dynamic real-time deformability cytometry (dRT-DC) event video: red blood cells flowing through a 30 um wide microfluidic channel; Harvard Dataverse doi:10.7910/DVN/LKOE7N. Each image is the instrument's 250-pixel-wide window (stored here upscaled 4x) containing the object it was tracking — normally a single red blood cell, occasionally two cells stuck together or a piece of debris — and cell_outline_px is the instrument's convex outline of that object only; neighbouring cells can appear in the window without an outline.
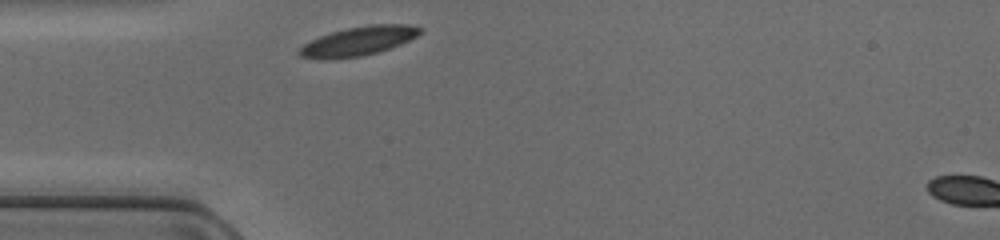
{"species": "common noctule bat (a hibernating species)", "species_latin": "Nyctalus noctula", "temperature_condition": "cold", "stored_images_in_passage": 32, "camera_frame_rate_fps": 3000, "um_per_image_px": 0.085, "animal": {"sex": "female", "body_mass_g": 17.0, "forearm_length_mm": 48.0}, "frame": {"image": 1, "passage_image": 1, "time_ms": 0.0, "image_size_px": [1000, 240], "cell_outline_px": [[424, 28], [416, 36], [400, 44], [376, 52], [360, 56], [328, 60], [300, 56], [296, 52], [304, 44], [320, 36], [332, 32], [348, 28], [368, 24], [408, 24]], "centroid_in_image_um": [30.45, 3.49], "position_along_channel_um": 54.5, "area_um2": 20.23}}
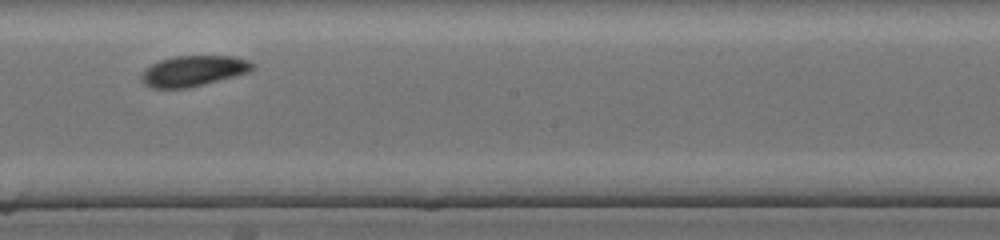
{"frame": {"image": 2, "passage_image": 14, "time_ms": 4.333, "image_size_px": [1000, 240], "cell_outline_px": [[256, 68], [252, 72], [188, 88], [152, 88], [144, 84], [140, 80], [140, 76], [152, 64], [160, 60], [172, 56], [236, 56], [248, 60], [256, 64]], "centroid_in_image_um": [16.51, 6.02], "position_along_channel_um": 231.7, "area_um2": 20.06}}
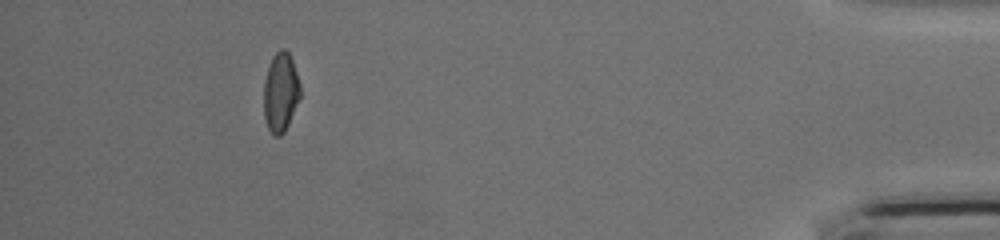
{"frame": {"image": 3, "passage_image": 28, "time_ms": 9.0, "image_size_px": [1000, 240], "cell_outline_px": [[300, 96], [288, 124], [284, 132], [280, 136], [272, 136], [268, 128], [264, 116], [264, 80], [268, 64], [272, 56], [280, 48], [284, 48], [288, 52], [292, 60], [300, 84]], "centroid_in_image_um": [23.83, 7.82], "position_along_channel_um": 411.4, "area_um2": 16.88}}